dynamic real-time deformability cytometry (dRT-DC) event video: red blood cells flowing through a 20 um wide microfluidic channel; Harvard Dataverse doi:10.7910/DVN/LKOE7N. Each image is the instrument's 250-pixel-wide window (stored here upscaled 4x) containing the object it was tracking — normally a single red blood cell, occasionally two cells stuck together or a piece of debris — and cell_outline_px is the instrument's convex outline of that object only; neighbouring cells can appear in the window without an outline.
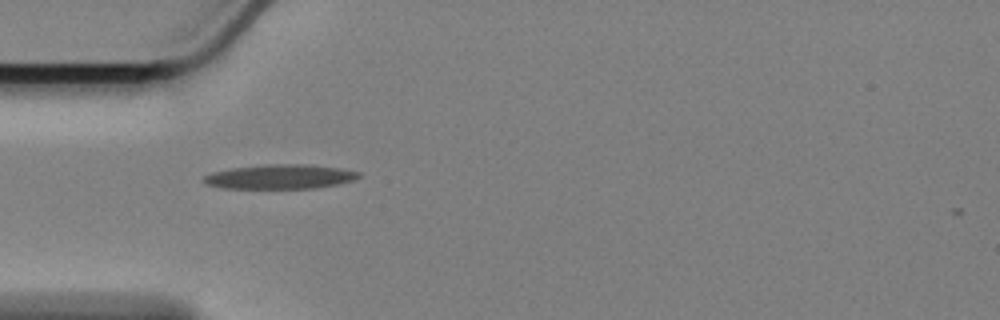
{"species": "Egyptian fruit bat (a non-hibernating species)", "species_latin": "Rousettus aegyptiacus", "temperature_condition": "cold", "stored_images_in_passage": 42, "camera_frame_rate_fps": 3000, "um_per_image_px": 0.085, "animal": {"sex": "female"}, "frame": {"image": 1, "passage_image": 1, "time_ms": 0.0, "image_size_px": [1000, 320], "cell_outline_px": [[360, 176], [352, 180], [336, 184], [312, 188], [220, 188], [204, 184], [204, 176], [212, 172], [232, 168], [268, 164], [296, 164], [336, 168], [360, 172]], "centroid_in_image_um": [23.72, 15.02], "position_along_channel_um": 61.3, "area_um2": 21.62}}
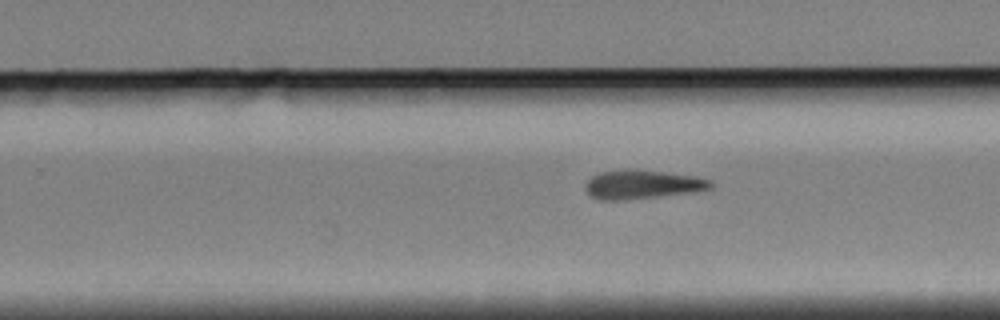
{"frame": {"image": 2, "passage_image": 20, "time_ms": 6.333, "image_size_px": [1000, 320], "cell_outline_px": [[712, 188], [692, 192], [624, 200], [600, 200], [592, 196], [588, 192], [588, 180], [592, 176], [600, 172], [628, 168], [636, 168], [692, 176], [712, 180]], "centroid_in_image_um": [54.6, 15.66], "position_along_channel_um": 275.2, "area_um2": 20.87}}
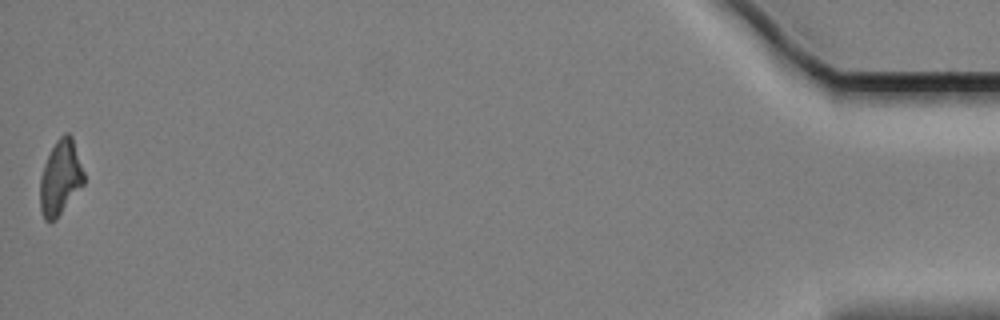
{"frame": {"image": 3, "passage_image": 42, "time_ms": 13.667, "image_size_px": [1000, 320], "cell_outline_px": [[84, 184], [56, 220], [48, 224], [44, 220], [40, 208], [40, 176], [44, 164], [56, 140], [64, 132], [68, 132], [72, 136], [84, 172]], "centroid_in_image_um": [5.12, 15.13], "position_along_channel_um": 430.1, "area_um2": 19.31}, "authors_computed_cell_mechanics": {"area_um2": 20.3745, "velocity_mm_per_s": 3.4015, "shape_relaxation_time_tau1_ms": null, "shape_relaxation_time_tau2_ms": 8.9005, "deformation_change_tau1": null, "deformation_change_tau2": 0.2325}}